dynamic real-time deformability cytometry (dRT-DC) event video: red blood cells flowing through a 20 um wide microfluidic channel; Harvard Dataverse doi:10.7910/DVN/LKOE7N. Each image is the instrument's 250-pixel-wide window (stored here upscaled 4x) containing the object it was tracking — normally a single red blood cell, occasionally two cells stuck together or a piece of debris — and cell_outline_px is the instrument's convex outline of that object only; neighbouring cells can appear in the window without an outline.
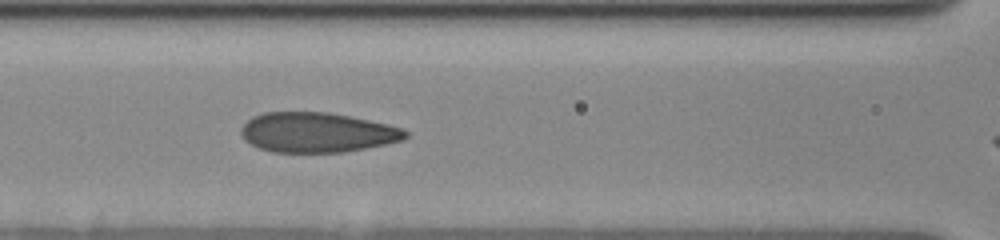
{"species": "human", "species_latin": "Homo sapiens", "temperature_condition": "cold", "stored_images_in_passage": 9, "camera_frame_rate_fps": 3000, "um_per_image_px": 0.085, "donor": {"sex": "female"}, "frame": {"image": 1, "passage_image": 7, "time_ms": 2.667, "image_size_px": [1000, 240], "cell_outline_px": [[408, 136], [404, 140], [344, 152], [272, 152], [260, 148], [244, 140], [240, 132], [240, 128], [252, 116], [264, 112], [328, 112], [388, 124], [400, 128], [408, 132]], "centroid_in_image_um": [26.92, 11.25], "position_along_channel_um": 139.7, "area_um2": 38.09}}